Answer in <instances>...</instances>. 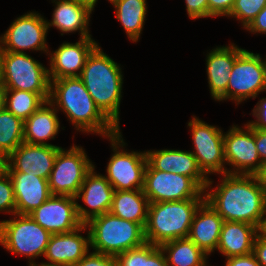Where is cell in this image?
Segmentation results:
<instances>
[{
	"label": "cell",
	"instance_id": "3",
	"mask_svg": "<svg viewBox=\"0 0 266 266\" xmlns=\"http://www.w3.org/2000/svg\"><path fill=\"white\" fill-rule=\"evenodd\" d=\"M120 65L98 45L88 56L79 78L100 111L118 128L123 74Z\"/></svg>",
	"mask_w": 266,
	"mask_h": 266
},
{
	"label": "cell",
	"instance_id": "28",
	"mask_svg": "<svg viewBox=\"0 0 266 266\" xmlns=\"http://www.w3.org/2000/svg\"><path fill=\"white\" fill-rule=\"evenodd\" d=\"M168 266H207V254L192 240L179 238L160 245Z\"/></svg>",
	"mask_w": 266,
	"mask_h": 266
},
{
	"label": "cell",
	"instance_id": "25",
	"mask_svg": "<svg viewBox=\"0 0 266 266\" xmlns=\"http://www.w3.org/2000/svg\"><path fill=\"white\" fill-rule=\"evenodd\" d=\"M259 228L245 222L224 221L217 251L228 257L247 255L253 252Z\"/></svg>",
	"mask_w": 266,
	"mask_h": 266
},
{
	"label": "cell",
	"instance_id": "17",
	"mask_svg": "<svg viewBox=\"0 0 266 266\" xmlns=\"http://www.w3.org/2000/svg\"><path fill=\"white\" fill-rule=\"evenodd\" d=\"M95 166L87 173L75 200L82 198L88 209L76 202L77 214L83 224L91 218L110 212L114 194V188L105 178V175L97 174Z\"/></svg>",
	"mask_w": 266,
	"mask_h": 266
},
{
	"label": "cell",
	"instance_id": "15",
	"mask_svg": "<svg viewBox=\"0 0 266 266\" xmlns=\"http://www.w3.org/2000/svg\"><path fill=\"white\" fill-rule=\"evenodd\" d=\"M76 202L72 196L51 195L29 215L50 234L68 233L83 225Z\"/></svg>",
	"mask_w": 266,
	"mask_h": 266
},
{
	"label": "cell",
	"instance_id": "36",
	"mask_svg": "<svg viewBox=\"0 0 266 266\" xmlns=\"http://www.w3.org/2000/svg\"><path fill=\"white\" fill-rule=\"evenodd\" d=\"M235 0H208V17L228 16Z\"/></svg>",
	"mask_w": 266,
	"mask_h": 266
},
{
	"label": "cell",
	"instance_id": "42",
	"mask_svg": "<svg viewBox=\"0 0 266 266\" xmlns=\"http://www.w3.org/2000/svg\"><path fill=\"white\" fill-rule=\"evenodd\" d=\"M255 144L260 160L266 163V130L254 128Z\"/></svg>",
	"mask_w": 266,
	"mask_h": 266
},
{
	"label": "cell",
	"instance_id": "45",
	"mask_svg": "<svg viewBox=\"0 0 266 266\" xmlns=\"http://www.w3.org/2000/svg\"><path fill=\"white\" fill-rule=\"evenodd\" d=\"M4 99H5V87L0 81V110L4 108Z\"/></svg>",
	"mask_w": 266,
	"mask_h": 266
},
{
	"label": "cell",
	"instance_id": "40",
	"mask_svg": "<svg viewBox=\"0 0 266 266\" xmlns=\"http://www.w3.org/2000/svg\"><path fill=\"white\" fill-rule=\"evenodd\" d=\"M245 29L253 34H266V6L257 14V16Z\"/></svg>",
	"mask_w": 266,
	"mask_h": 266
},
{
	"label": "cell",
	"instance_id": "6",
	"mask_svg": "<svg viewBox=\"0 0 266 266\" xmlns=\"http://www.w3.org/2000/svg\"><path fill=\"white\" fill-rule=\"evenodd\" d=\"M0 81L5 89L29 91L39 94L45 101L49 100L48 69L27 53L3 51Z\"/></svg>",
	"mask_w": 266,
	"mask_h": 266
},
{
	"label": "cell",
	"instance_id": "32",
	"mask_svg": "<svg viewBox=\"0 0 266 266\" xmlns=\"http://www.w3.org/2000/svg\"><path fill=\"white\" fill-rule=\"evenodd\" d=\"M45 102L37 93L5 89L4 107L23 121L28 119Z\"/></svg>",
	"mask_w": 266,
	"mask_h": 266
},
{
	"label": "cell",
	"instance_id": "11",
	"mask_svg": "<svg viewBox=\"0 0 266 266\" xmlns=\"http://www.w3.org/2000/svg\"><path fill=\"white\" fill-rule=\"evenodd\" d=\"M143 191L149 203L205 199V191L190 177L155 170L149 163L145 170Z\"/></svg>",
	"mask_w": 266,
	"mask_h": 266
},
{
	"label": "cell",
	"instance_id": "30",
	"mask_svg": "<svg viewBox=\"0 0 266 266\" xmlns=\"http://www.w3.org/2000/svg\"><path fill=\"white\" fill-rule=\"evenodd\" d=\"M117 266H168L160 246L145 243L115 256Z\"/></svg>",
	"mask_w": 266,
	"mask_h": 266
},
{
	"label": "cell",
	"instance_id": "8",
	"mask_svg": "<svg viewBox=\"0 0 266 266\" xmlns=\"http://www.w3.org/2000/svg\"><path fill=\"white\" fill-rule=\"evenodd\" d=\"M108 139H110L114 154L107 164L105 178L117 191L143 189L145 170L148 164L146 151L127 152V150L121 149L126 143L120 131Z\"/></svg>",
	"mask_w": 266,
	"mask_h": 266
},
{
	"label": "cell",
	"instance_id": "38",
	"mask_svg": "<svg viewBox=\"0 0 266 266\" xmlns=\"http://www.w3.org/2000/svg\"><path fill=\"white\" fill-rule=\"evenodd\" d=\"M256 120L248 122L252 128L266 130V98H261L252 110Z\"/></svg>",
	"mask_w": 266,
	"mask_h": 266
},
{
	"label": "cell",
	"instance_id": "46",
	"mask_svg": "<svg viewBox=\"0 0 266 266\" xmlns=\"http://www.w3.org/2000/svg\"><path fill=\"white\" fill-rule=\"evenodd\" d=\"M259 233L266 237V212H265V215L263 217V221L261 223V226L259 228Z\"/></svg>",
	"mask_w": 266,
	"mask_h": 266
},
{
	"label": "cell",
	"instance_id": "21",
	"mask_svg": "<svg viewBox=\"0 0 266 266\" xmlns=\"http://www.w3.org/2000/svg\"><path fill=\"white\" fill-rule=\"evenodd\" d=\"M244 49L231 43L212 49L206 56V72L211 96L215 101L226 100L230 71L238 55Z\"/></svg>",
	"mask_w": 266,
	"mask_h": 266
},
{
	"label": "cell",
	"instance_id": "22",
	"mask_svg": "<svg viewBox=\"0 0 266 266\" xmlns=\"http://www.w3.org/2000/svg\"><path fill=\"white\" fill-rule=\"evenodd\" d=\"M14 188L16 214L29 215L51 195L48 180L22 172H8Z\"/></svg>",
	"mask_w": 266,
	"mask_h": 266
},
{
	"label": "cell",
	"instance_id": "29",
	"mask_svg": "<svg viewBox=\"0 0 266 266\" xmlns=\"http://www.w3.org/2000/svg\"><path fill=\"white\" fill-rule=\"evenodd\" d=\"M113 6L116 9V19L122 24L128 38L137 42L145 23L146 0H119Z\"/></svg>",
	"mask_w": 266,
	"mask_h": 266
},
{
	"label": "cell",
	"instance_id": "9",
	"mask_svg": "<svg viewBox=\"0 0 266 266\" xmlns=\"http://www.w3.org/2000/svg\"><path fill=\"white\" fill-rule=\"evenodd\" d=\"M260 92H266V59L244 49L230 71L226 100H234L238 105L246 99H255Z\"/></svg>",
	"mask_w": 266,
	"mask_h": 266
},
{
	"label": "cell",
	"instance_id": "5",
	"mask_svg": "<svg viewBox=\"0 0 266 266\" xmlns=\"http://www.w3.org/2000/svg\"><path fill=\"white\" fill-rule=\"evenodd\" d=\"M85 224L89 228L90 247L95 252L116 256L146 243L143 225L111 212L95 216Z\"/></svg>",
	"mask_w": 266,
	"mask_h": 266
},
{
	"label": "cell",
	"instance_id": "35",
	"mask_svg": "<svg viewBox=\"0 0 266 266\" xmlns=\"http://www.w3.org/2000/svg\"><path fill=\"white\" fill-rule=\"evenodd\" d=\"M73 266H117L116 258L99 252L87 253Z\"/></svg>",
	"mask_w": 266,
	"mask_h": 266
},
{
	"label": "cell",
	"instance_id": "1",
	"mask_svg": "<svg viewBox=\"0 0 266 266\" xmlns=\"http://www.w3.org/2000/svg\"><path fill=\"white\" fill-rule=\"evenodd\" d=\"M222 176L221 183L210 191L213 181L208 180L205 201L224 221L245 222L260 228L266 212V193L258 176L228 173Z\"/></svg>",
	"mask_w": 266,
	"mask_h": 266
},
{
	"label": "cell",
	"instance_id": "33",
	"mask_svg": "<svg viewBox=\"0 0 266 266\" xmlns=\"http://www.w3.org/2000/svg\"><path fill=\"white\" fill-rule=\"evenodd\" d=\"M265 6L266 0H235L228 17L238 19L246 28Z\"/></svg>",
	"mask_w": 266,
	"mask_h": 266
},
{
	"label": "cell",
	"instance_id": "39",
	"mask_svg": "<svg viewBox=\"0 0 266 266\" xmlns=\"http://www.w3.org/2000/svg\"><path fill=\"white\" fill-rule=\"evenodd\" d=\"M225 266H260L254 253L226 258Z\"/></svg>",
	"mask_w": 266,
	"mask_h": 266
},
{
	"label": "cell",
	"instance_id": "10",
	"mask_svg": "<svg viewBox=\"0 0 266 266\" xmlns=\"http://www.w3.org/2000/svg\"><path fill=\"white\" fill-rule=\"evenodd\" d=\"M94 167L84 148L73 144L58 150L48 183L52 195L75 197L87 173Z\"/></svg>",
	"mask_w": 266,
	"mask_h": 266
},
{
	"label": "cell",
	"instance_id": "18",
	"mask_svg": "<svg viewBox=\"0 0 266 266\" xmlns=\"http://www.w3.org/2000/svg\"><path fill=\"white\" fill-rule=\"evenodd\" d=\"M76 43L63 42L50 57V80L64 77H79L86 60L98 43L91 37L79 38Z\"/></svg>",
	"mask_w": 266,
	"mask_h": 266
},
{
	"label": "cell",
	"instance_id": "23",
	"mask_svg": "<svg viewBox=\"0 0 266 266\" xmlns=\"http://www.w3.org/2000/svg\"><path fill=\"white\" fill-rule=\"evenodd\" d=\"M223 223L224 219L204 201L193 217L188 238L204 253L210 255L218 247Z\"/></svg>",
	"mask_w": 266,
	"mask_h": 266
},
{
	"label": "cell",
	"instance_id": "31",
	"mask_svg": "<svg viewBox=\"0 0 266 266\" xmlns=\"http://www.w3.org/2000/svg\"><path fill=\"white\" fill-rule=\"evenodd\" d=\"M24 142V121L5 107L0 110V151L7 157Z\"/></svg>",
	"mask_w": 266,
	"mask_h": 266
},
{
	"label": "cell",
	"instance_id": "16",
	"mask_svg": "<svg viewBox=\"0 0 266 266\" xmlns=\"http://www.w3.org/2000/svg\"><path fill=\"white\" fill-rule=\"evenodd\" d=\"M60 148L23 142L8 156L7 172H22L49 180Z\"/></svg>",
	"mask_w": 266,
	"mask_h": 266
},
{
	"label": "cell",
	"instance_id": "7",
	"mask_svg": "<svg viewBox=\"0 0 266 266\" xmlns=\"http://www.w3.org/2000/svg\"><path fill=\"white\" fill-rule=\"evenodd\" d=\"M51 234L30 215L14 214V219L0 222V244L9 252L26 256L29 266L35 257L44 256Z\"/></svg>",
	"mask_w": 266,
	"mask_h": 266
},
{
	"label": "cell",
	"instance_id": "2",
	"mask_svg": "<svg viewBox=\"0 0 266 266\" xmlns=\"http://www.w3.org/2000/svg\"><path fill=\"white\" fill-rule=\"evenodd\" d=\"M48 101L57 111L65 112L76 130L106 138L120 131L96 106L79 77L50 80Z\"/></svg>",
	"mask_w": 266,
	"mask_h": 266
},
{
	"label": "cell",
	"instance_id": "34",
	"mask_svg": "<svg viewBox=\"0 0 266 266\" xmlns=\"http://www.w3.org/2000/svg\"><path fill=\"white\" fill-rule=\"evenodd\" d=\"M16 214V200L12 180L7 171L0 174V212Z\"/></svg>",
	"mask_w": 266,
	"mask_h": 266
},
{
	"label": "cell",
	"instance_id": "19",
	"mask_svg": "<svg viewBox=\"0 0 266 266\" xmlns=\"http://www.w3.org/2000/svg\"><path fill=\"white\" fill-rule=\"evenodd\" d=\"M87 230L86 224L78 227L74 231L61 234H51L45 254L49 262L40 264L73 266L82 259L90 248V233L88 229L87 237L82 236L79 232Z\"/></svg>",
	"mask_w": 266,
	"mask_h": 266
},
{
	"label": "cell",
	"instance_id": "20",
	"mask_svg": "<svg viewBox=\"0 0 266 266\" xmlns=\"http://www.w3.org/2000/svg\"><path fill=\"white\" fill-rule=\"evenodd\" d=\"M147 162L155 169L190 177L203 191L209 176L199 168L191 151L163 149L146 151Z\"/></svg>",
	"mask_w": 266,
	"mask_h": 266
},
{
	"label": "cell",
	"instance_id": "37",
	"mask_svg": "<svg viewBox=\"0 0 266 266\" xmlns=\"http://www.w3.org/2000/svg\"><path fill=\"white\" fill-rule=\"evenodd\" d=\"M185 3L191 19L208 17V0H185Z\"/></svg>",
	"mask_w": 266,
	"mask_h": 266
},
{
	"label": "cell",
	"instance_id": "49",
	"mask_svg": "<svg viewBox=\"0 0 266 266\" xmlns=\"http://www.w3.org/2000/svg\"><path fill=\"white\" fill-rule=\"evenodd\" d=\"M35 266H58V265H46V264H36Z\"/></svg>",
	"mask_w": 266,
	"mask_h": 266
},
{
	"label": "cell",
	"instance_id": "41",
	"mask_svg": "<svg viewBox=\"0 0 266 266\" xmlns=\"http://www.w3.org/2000/svg\"><path fill=\"white\" fill-rule=\"evenodd\" d=\"M253 253L260 266H266V237L260 233L255 238Z\"/></svg>",
	"mask_w": 266,
	"mask_h": 266
},
{
	"label": "cell",
	"instance_id": "43",
	"mask_svg": "<svg viewBox=\"0 0 266 266\" xmlns=\"http://www.w3.org/2000/svg\"><path fill=\"white\" fill-rule=\"evenodd\" d=\"M262 187L266 193V163L262 165L261 171L257 174Z\"/></svg>",
	"mask_w": 266,
	"mask_h": 266
},
{
	"label": "cell",
	"instance_id": "50",
	"mask_svg": "<svg viewBox=\"0 0 266 266\" xmlns=\"http://www.w3.org/2000/svg\"><path fill=\"white\" fill-rule=\"evenodd\" d=\"M110 1V3H112V5H115L119 0H108Z\"/></svg>",
	"mask_w": 266,
	"mask_h": 266
},
{
	"label": "cell",
	"instance_id": "12",
	"mask_svg": "<svg viewBox=\"0 0 266 266\" xmlns=\"http://www.w3.org/2000/svg\"><path fill=\"white\" fill-rule=\"evenodd\" d=\"M188 126L192 131L194 144V150L191 152L202 172L206 176L211 173L226 174L228 169L224 167L226 160L223 131L195 116L188 122Z\"/></svg>",
	"mask_w": 266,
	"mask_h": 266
},
{
	"label": "cell",
	"instance_id": "24",
	"mask_svg": "<svg viewBox=\"0 0 266 266\" xmlns=\"http://www.w3.org/2000/svg\"><path fill=\"white\" fill-rule=\"evenodd\" d=\"M56 7L52 14V21H46L48 29L56 27L63 35L79 31L80 38L91 37L89 21L93 9L75 0H53Z\"/></svg>",
	"mask_w": 266,
	"mask_h": 266
},
{
	"label": "cell",
	"instance_id": "13",
	"mask_svg": "<svg viewBox=\"0 0 266 266\" xmlns=\"http://www.w3.org/2000/svg\"><path fill=\"white\" fill-rule=\"evenodd\" d=\"M47 20L39 13L29 12L15 19L0 37L3 51L25 53L24 50L44 51L48 54Z\"/></svg>",
	"mask_w": 266,
	"mask_h": 266
},
{
	"label": "cell",
	"instance_id": "4",
	"mask_svg": "<svg viewBox=\"0 0 266 266\" xmlns=\"http://www.w3.org/2000/svg\"><path fill=\"white\" fill-rule=\"evenodd\" d=\"M205 199L149 203L145 226L146 242L161 244L187 238L193 217Z\"/></svg>",
	"mask_w": 266,
	"mask_h": 266
},
{
	"label": "cell",
	"instance_id": "27",
	"mask_svg": "<svg viewBox=\"0 0 266 266\" xmlns=\"http://www.w3.org/2000/svg\"><path fill=\"white\" fill-rule=\"evenodd\" d=\"M149 201L143 189L114 191L110 212L124 220L146 226Z\"/></svg>",
	"mask_w": 266,
	"mask_h": 266
},
{
	"label": "cell",
	"instance_id": "47",
	"mask_svg": "<svg viewBox=\"0 0 266 266\" xmlns=\"http://www.w3.org/2000/svg\"><path fill=\"white\" fill-rule=\"evenodd\" d=\"M75 1L83 3L94 10V6L98 0H75Z\"/></svg>",
	"mask_w": 266,
	"mask_h": 266
},
{
	"label": "cell",
	"instance_id": "26",
	"mask_svg": "<svg viewBox=\"0 0 266 266\" xmlns=\"http://www.w3.org/2000/svg\"><path fill=\"white\" fill-rule=\"evenodd\" d=\"M57 113L49 101L43 103L24 121V143L51 146L47 141L54 139L60 129Z\"/></svg>",
	"mask_w": 266,
	"mask_h": 266
},
{
	"label": "cell",
	"instance_id": "44",
	"mask_svg": "<svg viewBox=\"0 0 266 266\" xmlns=\"http://www.w3.org/2000/svg\"><path fill=\"white\" fill-rule=\"evenodd\" d=\"M7 160L8 157L2 151H0V174L7 171Z\"/></svg>",
	"mask_w": 266,
	"mask_h": 266
},
{
	"label": "cell",
	"instance_id": "48",
	"mask_svg": "<svg viewBox=\"0 0 266 266\" xmlns=\"http://www.w3.org/2000/svg\"><path fill=\"white\" fill-rule=\"evenodd\" d=\"M3 50L0 45V77H1V57H2Z\"/></svg>",
	"mask_w": 266,
	"mask_h": 266
},
{
	"label": "cell",
	"instance_id": "14",
	"mask_svg": "<svg viewBox=\"0 0 266 266\" xmlns=\"http://www.w3.org/2000/svg\"><path fill=\"white\" fill-rule=\"evenodd\" d=\"M244 129L234 125L224 133L226 164L234 167L227 173L257 175L263 163L256 149L254 128L247 123Z\"/></svg>",
	"mask_w": 266,
	"mask_h": 266
}]
</instances>
